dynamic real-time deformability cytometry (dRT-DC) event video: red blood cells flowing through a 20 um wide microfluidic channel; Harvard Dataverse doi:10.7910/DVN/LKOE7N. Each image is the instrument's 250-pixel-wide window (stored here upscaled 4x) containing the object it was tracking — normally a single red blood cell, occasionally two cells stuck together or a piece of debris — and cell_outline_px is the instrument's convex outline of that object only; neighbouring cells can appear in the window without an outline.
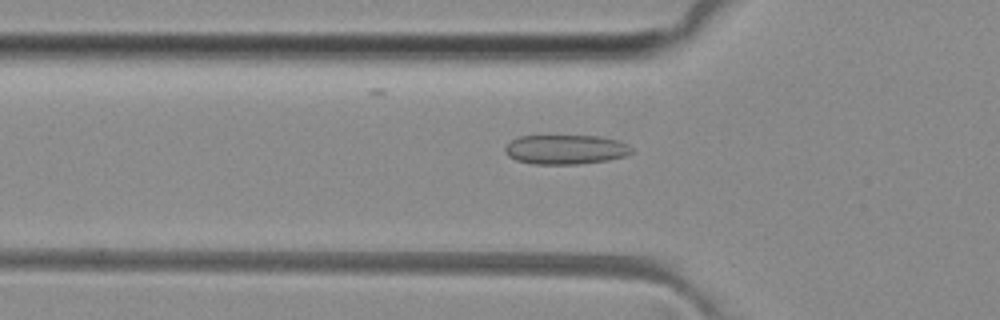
{"species": "common noctule bat (a hibernating species)", "species_latin": "Nyctalus noctula", "temperature_condition": "room temperature", "stored_images_in_passage": 39, "camera_frame_rate_fps": 3000, "um_per_image_px": 0.085, "animal": {"sex": "female", "body_mass_g": 29.2, "forearm_length_mm": 56.3}, "frame": {"image": 1, "passage_image": 5, "time_ms": 1.333, "image_size_px": [1000, 320], "cell_outline_px": [[632, 152], [624, 156], [608, 160], [576, 164], [532, 164], [516, 160], [508, 156], [504, 152], [504, 148], [512, 140], [520, 136], [600, 136], [620, 140], [628, 144], [632, 148]], "centroid_in_image_um": [48.08, 12.7], "position_along_channel_um": 77.7, "area_um2": 21.79}}
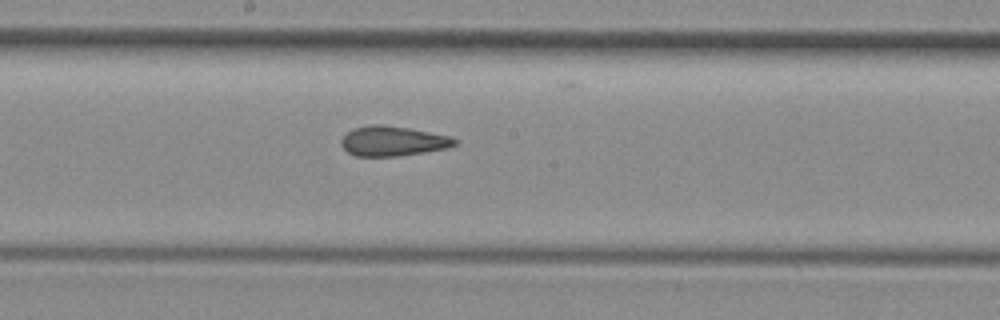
{"frame": {"image": 2, "passage_image": 15, "time_ms": 4.667, "image_size_px": [1000, 320], "cell_outline_px": [[460, 144], [448, 148], [424, 152], [396, 156], [356, 156], [348, 152], [340, 144], [340, 140], [352, 128], [372, 124], [380, 124], [408, 128], [452, 136], [460, 140]], "centroid_in_image_um": [33.44, 11.99], "position_along_channel_um": 214.8, "area_um2": 19.94}}
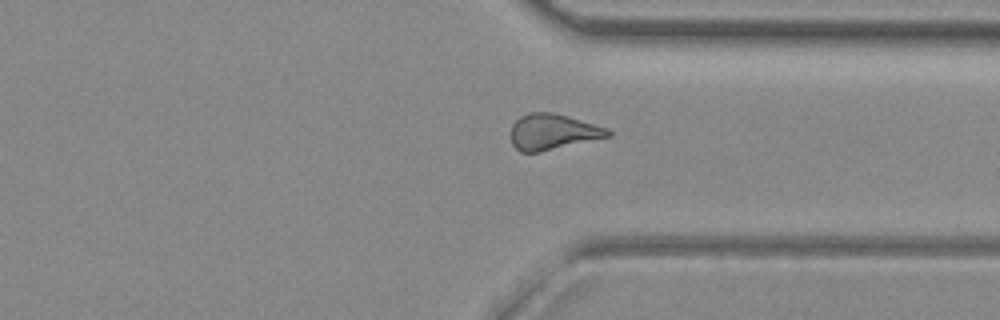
{"frame": {"image": 3, "passage_image": 26, "time_ms": 8.333, "image_size_px": [1000, 320], "cell_outline_px": [[612, 136], [540, 152], [520, 152], [512, 144], [512, 124], [520, 116], [528, 112], [552, 112], [568, 116], [608, 128], [612, 132]], "centroid_in_image_um": [47.0, 11.2], "position_along_channel_um": 364.4, "area_um2": 20.29}, "authors_computed_cell_mechanics": {"area_um2": 20.0566, "velocity_mm_per_s": 4.0939, "shape_relaxation_time_tau1_ms": null, "shape_relaxation_time_tau2_ms": 1.8871, "deformation_change_tau1": null, "deformation_change_tau2": 0.0999}}